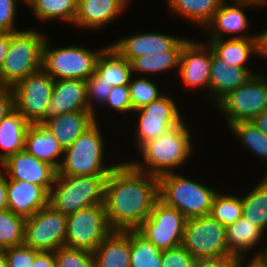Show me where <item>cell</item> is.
<instances>
[{"instance_id":"cell-39","label":"cell","mask_w":267,"mask_h":267,"mask_svg":"<svg viewBox=\"0 0 267 267\" xmlns=\"http://www.w3.org/2000/svg\"><path fill=\"white\" fill-rule=\"evenodd\" d=\"M56 267H95L93 252L62 246L54 251Z\"/></svg>"},{"instance_id":"cell-48","label":"cell","mask_w":267,"mask_h":267,"mask_svg":"<svg viewBox=\"0 0 267 267\" xmlns=\"http://www.w3.org/2000/svg\"><path fill=\"white\" fill-rule=\"evenodd\" d=\"M236 259L198 261L195 267H234Z\"/></svg>"},{"instance_id":"cell-25","label":"cell","mask_w":267,"mask_h":267,"mask_svg":"<svg viewBox=\"0 0 267 267\" xmlns=\"http://www.w3.org/2000/svg\"><path fill=\"white\" fill-rule=\"evenodd\" d=\"M95 267H130V229L113 230L93 252Z\"/></svg>"},{"instance_id":"cell-1","label":"cell","mask_w":267,"mask_h":267,"mask_svg":"<svg viewBox=\"0 0 267 267\" xmlns=\"http://www.w3.org/2000/svg\"><path fill=\"white\" fill-rule=\"evenodd\" d=\"M158 199V177L136 170L128 161L120 162L105 184L104 207L109 227L120 231L137 229Z\"/></svg>"},{"instance_id":"cell-10","label":"cell","mask_w":267,"mask_h":267,"mask_svg":"<svg viewBox=\"0 0 267 267\" xmlns=\"http://www.w3.org/2000/svg\"><path fill=\"white\" fill-rule=\"evenodd\" d=\"M112 231L104 204L91 205L67 216L64 246L94 252Z\"/></svg>"},{"instance_id":"cell-32","label":"cell","mask_w":267,"mask_h":267,"mask_svg":"<svg viewBox=\"0 0 267 267\" xmlns=\"http://www.w3.org/2000/svg\"><path fill=\"white\" fill-rule=\"evenodd\" d=\"M225 0H167L168 8L197 26L204 28Z\"/></svg>"},{"instance_id":"cell-51","label":"cell","mask_w":267,"mask_h":267,"mask_svg":"<svg viewBox=\"0 0 267 267\" xmlns=\"http://www.w3.org/2000/svg\"><path fill=\"white\" fill-rule=\"evenodd\" d=\"M251 122L267 136V110L257 115Z\"/></svg>"},{"instance_id":"cell-27","label":"cell","mask_w":267,"mask_h":267,"mask_svg":"<svg viewBox=\"0 0 267 267\" xmlns=\"http://www.w3.org/2000/svg\"><path fill=\"white\" fill-rule=\"evenodd\" d=\"M94 74L113 87L128 85L133 75L132 64L108 44L97 59Z\"/></svg>"},{"instance_id":"cell-15","label":"cell","mask_w":267,"mask_h":267,"mask_svg":"<svg viewBox=\"0 0 267 267\" xmlns=\"http://www.w3.org/2000/svg\"><path fill=\"white\" fill-rule=\"evenodd\" d=\"M230 4L225 0L220 8L214 13L212 20L205 26L209 30V39H224L227 34H235L230 38H257L256 32L247 34L250 29V21L245 7H260L262 4L253 0H229ZM233 4V5H232ZM211 29V30H210ZM245 33V34H244ZM239 34V36H238ZM256 34V35H255ZM241 35V36H240ZM211 37V38H210Z\"/></svg>"},{"instance_id":"cell-12","label":"cell","mask_w":267,"mask_h":267,"mask_svg":"<svg viewBox=\"0 0 267 267\" xmlns=\"http://www.w3.org/2000/svg\"><path fill=\"white\" fill-rule=\"evenodd\" d=\"M187 218L176 208L157 200L137 230L161 251L182 245Z\"/></svg>"},{"instance_id":"cell-2","label":"cell","mask_w":267,"mask_h":267,"mask_svg":"<svg viewBox=\"0 0 267 267\" xmlns=\"http://www.w3.org/2000/svg\"><path fill=\"white\" fill-rule=\"evenodd\" d=\"M183 120L162 136L144 143L139 148L143 161H128L136 170L160 177L183 166L194 152L188 124Z\"/></svg>"},{"instance_id":"cell-54","label":"cell","mask_w":267,"mask_h":267,"mask_svg":"<svg viewBox=\"0 0 267 267\" xmlns=\"http://www.w3.org/2000/svg\"><path fill=\"white\" fill-rule=\"evenodd\" d=\"M260 267H267V254L260 255Z\"/></svg>"},{"instance_id":"cell-19","label":"cell","mask_w":267,"mask_h":267,"mask_svg":"<svg viewBox=\"0 0 267 267\" xmlns=\"http://www.w3.org/2000/svg\"><path fill=\"white\" fill-rule=\"evenodd\" d=\"M182 38L171 34L144 32L122 37L111 43V46L131 63L145 54L171 50Z\"/></svg>"},{"instance_id":"cell-28","label":"cell","mask_w":267,"mask_h":267,"mask_svg":"<svg viewBox=\"0 0 267 267\" xmlns=\"http://www.w3.org/2000/svg\"><path fill=\"white\" fill-rule=\"evenodd\" d=\"M30 123L14 108L0 123V164L25 148Z\"/></svg>"},{"instance_id":"cell-37","label":"cell","mask_w":267,"mask_h":267,"mask_svg":"<svg viewBox=\"0 0 267 267\" xmlns=\"http://www.w3.org/2000/svg\"><path fill=\"white\" fill-rule=\"evenodd\" d=\"M26 219L9 210L0 211V250L22 245Z\"/></svg>"},{"instance_id":"cell-9","label":"cell","mask_w":267,"mask_h":267,"mask_svg":"<svg viewBox=\"0 0 267 267\" xmlns=\"http://www.w3.org/2000/svg\"><path fill=\"white\" fill-rule=\"evenodd\" d=\"M215 106L224 113L227 127L240 121H252L267 110V76L253 75L246 83L227 93Z\"/></svg>"},{"instance_id":"cell-14","label":"cell","mask_w":267,"mask_h":267,"mask_svg":"<svg viewBox=\"0 0 267 267\" xmlns=\"http://www.w3.org/2000/svg\"><path fill=\"white\" fill-rule=\"evenodd\" d=\"M177 103L171 96L164 94L135 111L138 119L135 141L139 149L144 143L162 136L171 128L180 124L184 119ZM180 112V113H179Z\"/></svg>"},{"instance_id":"cell-50","label":"cell","mask_w":267,"mask_h":267,"mask_svg":"<svg viewBox=\"0 0 267 267\" xmlns=\"http://www.w3.org/2000/svg\"><path fill=\"white\" fill-rule=\"evenodd\" d=\"M258 40V55L264 59H267V29L257 34Z\"/></svg>"},{"instance_id":"cell-6","label":"cell","mask_w":267,"mask_h":267,"mask_svg":"<svg viewBox=\"0 0 267 267\" xmlns=\"http://www.w3.org/2000/svg\"><path fill=\"white\" fill-rule=\"evenodd\" d=\"M108 175H56L49 204L64 215L96 204H104Z\"/></svg>"},{"instance_id":"cell-29","label":"cell","mask_w":267,"mask_h":267,"mask_svg":"<svg viewBox=\"0 0 267 267\" xmlns=\"http://www.w3.org/2000/svg\"><path fill=\"white\" fill-rule=\"evenodd\" d=\"M206 42L217 57L232 66L248 68L249 57L258 55L257 38L210 39Z\"/></svg>"},{"instance_id":"cell-11","label":"cell","mask_w":267,"mask_h":267,"mask_svg":"<svg viewBox=\"0 0 267 267\" xmlns=\"http://www.w3.org/2000/svg\"><path fill=\"white\" fill-rule=\"evenodd\" d=\"M54 80L42 68L12 87L14 108L29 122L43 124Z\"/></svg>"},{"instance_id":"cell-13","label":"cell","mask_w":267,"mask_h":267,"mask_svg":"<svg viewBox=\"0 0 267 267\" xmlns=\"http://www.w3.org/2000/svg\"><path fill=\"white\" fill-rule=\"evenodd\" d=\"M67 215L50 204L26 218L23 244L37 251L54 252L65 245Z\"/></svg>"},{"instance_id":"cell-36","label":"cell","mask_w":267,"mask_h":267,"mask_svg":"<svg viewBox=\"0 0 267 267\" xmlns=\"http://www.w3.org/2000/svg\"><path fill=\"white\" fill-rule=\"evenodd\" d=\"M242 197L218 191L213 198L210 215L227 227L242 217Z\"/></svg>"},{"instance_id":"cell-52","label":"cell","mask_w":267,"mask_h":267,"mask_svg":"<svg viewBox=\"0 0 267 267\" xmlns=\"http://www.w3.org/2000/svg\"><path fill=\"white\" fill-rule=\"evenodd\" d=\"M245 260V257L235 260L234 267H260V255H253L247 264Z\"/></svg>"},{"instance_id":"cell-40","label":"cell","mask_w":267,"mask_h":267,"mask_svg":"<svg viewBox=\"0 0 267 267\" xmlns=\"http://www.w3.org/2000/svg\"><path fill=\"white\" fill-rule=\"evenodd\" d=\"M86 82H87V110L93 113L96 119L97 113H95V111L97 110L94 109L95 107L93 103L96 102L102 104L103 106L106 99L112 92L113 86L102 81L95 74H93L88 80H86ZM93 100L95 102H93Z\"/></svg>"},{"instance_id":"cell-16","label":"cell","mask_w":267,"mask_h":267,"mask_svg":"<svg viewBox=\"0 0 267 267\" xmlns=\"http://www.w3.org/2000/svg\"><path fill=\"white\" fill-rule=\"evenodd\" d=\"M188 40L180 53L178 73L182 84L193 89H205L209 92L212 49L208 43ZM198 87V88H197Z\"/></svg>"},{"instance_id":"cell-31","label":"cell","mask_w":267,"mask_h":267,"mask_svg":"<svg viewBox=\"0 0 267 267\" xmlns=\"http://www.w3.org/2000/svg\"><path fill=\"white\" fill-rule=\"evenodd\" d=\"M188 38H182L171 50L149 53L135 58L132 64V74H158L179 68L180 53Z\"/></svg>"},{"instance_id":"cell-45","label":"cell","mask_w":267,"mask_h":267,"mask_svg":"<svg viewBox=\"0 0 267 267\" xmlns=\"http://www.w3.org/2000/svg\"><path fill=\"white\" fill-rule=\"evenodd\" d=\"M14 109V94L12 88H0V123Z\"/></svg>"},{"instance_id":"cell-21","label":"cell","mask_w":267,"mask_h":267,"mask_svg":"<svg viewBox=\"0 0 267 267\" xmlns=\"http://www.w3.org/2000/svg\"><path fill=\"white\" fill-rule=\"evenodd\" d=\"M129 1L78 0L77 14L73 25L82 29H101L103 26L105 27V25L115 21L127 9Z\"/></svg>"},{"instance_id":"cell-35","label":"cell","mask_w":267,"mask_h":267,"mask_svg":"<svg viewBox=\"0 0 267 267\" xmlns=\"http://www.w3.org/2000/svg\"><path fill=\"white\" fill-rule=\"evenodd\" d=\"M238 140L245 146L246 150L253 152L267 163V136L260 131L251 121H240L228 126ZM267 168V165H266ZM267 175V171L265 172Z\"/></svg>"},{"instance_id":"cell-18","label":"cell","mask_w":267,"mask_h":267,"mask_svg":"<svg viewBox=\"0 0 267 267\" xmlns=\"http://www.w3.org/2000/svg\"><path fill=\"white\" fill-rule=\"evenodd\" d=\"M73 111H88L86 80H54L51 101L45 110V121L58 114Z\"/></svg>"},{"instance_id":"cell-5","label":"cell","mask_w":267,"mask_h":267,"mask_svg":"<svg viewBox=\"0 0 267 267\" xmlns=\"http://www.w3.org/2000/svg\"><path fill=\"white\" fill-rule=\"evenodd\" d=\"M217 192L177 172L158 177L159 200L176 208L187 219L209 215Z\"/></svg>"},{"instance_id":"cell-7","label":"cell","mask_w":267,"mask_h":267,"mask_svg":"<svg viewBox=\"0 0 267 267\" xmlns=\"http://www.w3.org/2000/svg\"><path fill=\"white\" fill-rule=\"evenodd\" d=\"M50 40L46 38L42 50V69L53 80L81 79L88 80L94 73L96 62L101 52L107 47L96 51L70 45L67 47L50 48Z\"/></svg>"},{"instance_id":"cell-47","label":"cell","mask_w":267,"mask_h":267,"mask_svg":"<svg viewBox=\"0 0 267 267\" xmlns=\"http://www.w3.org/2000/svg\"><path fill=\"white\" fill-rule=\"evenodd\" d=\"M0 168V211L8 210L7 175ZM3 171V172H2Z\"/></svg>"},{"instance_id":"cell-30","label":"cell","mask_w":267,"mask_h":267,"mask_svg":"<svg viewBox=\"0 0 267 267\" xmlns=\"http://www.w3.org/2000/svg\"><path fill=\"white\" fill-rule=\"evenodd\" d=\"M264 177L251 189L249 193L241 195L242 197V216L261 228L265 233L267 231V175L263 173ZM267 239V237H266ZM262 250L255 252L254 255L267 254V240Z\"/></svg>"},{"instance_id":"cell-34","label":"cell","mask_w":267,"mask_h":267,"mask_svg":"<svg viewBox=\"0 0 267 267\" xmlns=\"http://www.w3.org/2000/svg\"><path fill=\"white\" fill-rule=\"evenodd\" d=\"M130 267H162V251L137 229H130Z\"/></svg>"},{"instance_id":"cell-26","label":"cell","mask_w":267,"mask_h":267,"mask_svg":"<svg viewBox=\"0 0 267 267\" xmlns=\"http://www.w3.org/2000/svg\"><path fill=\"white\" fill-rule=\"evenodd\" d=\"M265 232L246 220L243 216L234 224L226 227V243L230 254L236 259H240L250 254V251L256 249L261 239L265 238ZM249 252V253H248Z\"/></svg>"},{"instance_id":"cell-24","label":"cell","mask_w":267,"mask_h":267,"mask_svg":"<svg viewBox=\"0 0 267 267\" xmlns=\"http://www.w3.org/2000/svg\"><path fill=\"white\" fill-rule=\"evenodd\" d=\"M28 153L40 161L52 165L56 170L61 165L64 150L44 124L30 123L25 148Z\"/></svg>"},{"instance_id":"cell-44","label":"cell","mask_w":267,"mask_h":267,"mask_svg":"<svg viewBox=\"0 0 267 267\" xmlns=\"http://www.w3.org/2000/svg\"><path fill=\"white\" fill-rule=\"evenodd\" d=\"M18 0H0V32H17L16 29V6ZM20 1V0H19ZM25 2V0H21ZM15 26V27H14Z\"/></svg>"},{"instance_id":"cell-23","label":"cell","mask_w":267,"mask_h":267,"mask_svg":"<svg viewBox=\"0 0 267 267\" xmlns=\"http://www.w3.org/2000/svg\"><path fill=\"white\" fill-rule=\"evenodd\" d=\"M97 119L90 111H73L65 114H58L43 124L56 138L62 149H66Z\"/></svg>"},{"instance_id":"cell-38","label":"cell","mask_w":267,"mask_h":267,"mask_svg":"<svg viewBox=\"0 0 267 267\" xmlns=\"http://www.w3.org/2000/svg\"><path fill=\"white\" fill-rule=\"evenodd\" d=\"M132 77L134 76H131L128 87L130 92V103L133 111L150 104L152 101L163 96L153 80L146 77H136L135 79H132Z\"/></svg>"},{"instance_id":"cell-53","label":"cell","mask_w":267,"mask_h":267,"mask_svg":"<svg viewBox=\"0 0 267 267\" xmlns=\"http://www.w3.org/2000/svg\"><path fill=\"white\" fill-rule=\"evenodd\" d=\"M0 267H8L4 250H0Z\"/></svg>"},{"instance_id":"cell-49","label":"cell","mask_w":267,"mask_h":267,"mask_svg":"<svg viewBox=\"0 0 267 267\" xmlns=\"http://www.w3.org/2000/svg\"><path fill=\"white\" fill-rule=\"evenodd\" d=\"M11 32H0V68L10 45Z\"/></svg>"},{"instance_id":"cell-43","label":"cell","mask_w":267,"mask_h":267,"mask_svg":"<svg viewBox=\"0 0 267 267\" xmlns=\"http://www.w3.org/2000/svg\"><path fill=\"white\" fill-rule=\"evenodd\" d=\"M104 105L117 112L133 113L130 103V92L128 85L113 87L112 92L106 99Z\"/></svg>"},{"instance_id":"cell-4","label":"cell","mask_w":267,"mask_h":267,"mask_svg":"<svg viewBox=\"0 0 267 267\" xmlns=\"http://www.w3.org/2000/svg\"><path fill=\"white\" fill-rule=\"evenodd\" d=\"M98 124L97 120L70 147L64 149L57 175H109L120 163L105 165V141Z\"/></svg>"},{"instance_id":"cell-8","label":"cell","mask_w":267,"mask_h":267,"mask_svg":"<svg viewBox=\"0 0 267 267\" xmlns=\"http://www.w3.org/2000/svg\"><path fill=\"white\" fill-rule=\"evenodd\" d=\"M182 246L198 261L235 259L226 243V227L210 214L187 219Z\"/></svg>"},{"instance_id":"cell-22","label":"cell","mask_w":267,"mask_h":267,"mask_svg":"<svg viewBox=\"0 0 267 267\" xmlns=\"http://www.w3.org/2000/svg\"><path fill=\"white\" fill-rule=\"evenodd\" d=\"M249 68L232 66L217 57L212 51L209 92L215 104L227 93L246 83L253 75Z\"/></svg>"},{"instance_id":"cell-17","label":"cell","mask_w":267,"mask_h":267,"mask_svg":"<svg viewBox=\"0 0 267 267\" xmlns=\"http://www.w3.org/2000/svg\"><path fill=\"white\" fill-rule=\"evenodd\" d=\"M10 180L30 182L45 188L49 193L54 185L57 170L50 164L40 161L26 150L8 157L0 164Z\"/></svg>"},{"instance_id":"cell-55","label":"cell","mask_w":267,"mask_h":267,"mask_svg":"<svg viewBox=\"0 0 267 267\" xmlns=\"http://www.w3.org/2000/svg\"><path fill=\"white\" fill-rule=\"evenodd\" d=\"M253 1L258 2V3L262 4L263 6L267 5V0H253Z\"/></svg>"},{"instance_id":"cell-33","label":"cell","mask_w":267,"mask_h":267,"mask_svg":"<svg viewBox=\"0 0 267 267\" xmlns=\"http://www.w3.org/2000/svg\"><path fill=\"white\" fill-rule=\"evenodd\" d=\"M25 3L43 22L61 19L72 24L77 14L78 0H25Z\"/></svg>"},{"instance_id":"cell-3","label":"cell","mask_w":267,"mask_h":267,"mask_svg":"<svg viewBox=\"0 0 267 267\" xmlns=\"http://www.w3.org/2000/svg\"><path fill=\"white\" fill-rule=\"evenodd\" d=\"M36 29L11 33L10 45L0 68V86L12 88L42 67V50L46 40Z\"/></svg>"},{"instance_id":"cell-42","label":"cell","mask_w":267,"mask_h":267,"mask_svg":"<svg viewBox=\"0 0 267 267\" xmlns=\"http://www.w3.org/2000/svg\"><path fill=\"white\" fill-rule=\"evenodd\" d=\"M197 262L182 245L162 251V267H195Z\"/></svg>"},{"instance_id":"cell-41","label":"cell","mask_w":267,"mask_h":267,"mask_svg":"<svg viewBox=\"0 0 267 267\" xmlns=\"http://www.w3.org/2000/svg\"><path fill=\"white\" fill-rule=\"evenodd\" d=\"M8 267H31L40 252L24 244L4 249Z\"/></svg>"},{"instance_id":"cell-46","label":"cell","mask_w":267,"mask_h":267,"mask_svg":"<svg viewBox=\"0 0 267 267\" xmlns=\"http://www.w3.org/2000/svg\"><path fill=\"white\" fill-rule=\"evenodd\" d=\"M31 267H56L54 252L40 251Z\"/></svg>"},{"instance_id":"cell-20","label":"cell","mask_w":267,"mask_h":267,"mask_svg":"<svg viewBox=\"0 0 267 267\" xmlns=\"http://www.w3.org/2000/svg\"><path fill=\"white\" fill-rule=\"evenodd\" d=\"M50 193L42 186L7 177L8 210L25 219L49 205Z\"/></svg>"}]
</instances>
